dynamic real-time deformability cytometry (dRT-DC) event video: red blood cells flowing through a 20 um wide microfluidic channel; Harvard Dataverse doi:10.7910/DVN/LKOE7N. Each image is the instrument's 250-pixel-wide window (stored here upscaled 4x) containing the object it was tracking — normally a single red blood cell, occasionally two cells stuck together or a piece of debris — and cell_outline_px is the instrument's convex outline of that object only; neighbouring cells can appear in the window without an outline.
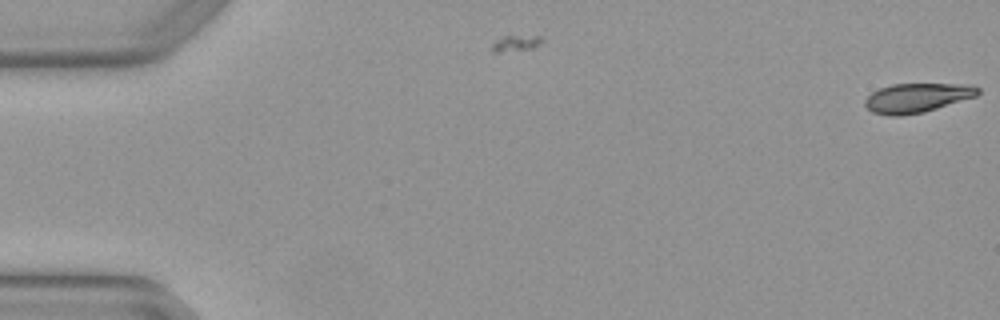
{"species": "Egyptian fruit bat (a non-hibernating species)", "species_latin": "Rousettus aegyptiacus", "temperature_condition": "warm", "stored_images_in_passage": 2, "camera_frame_rate_fps": 3000, "um_per_image_px": 0.085, "animal": {"sex": "female"}, "frame": {"image": 1, "passage_image": 1, "time_ms": 0.0, "image_size_px": [1000, 320], "cell_outline_px": [[980, 92], [976, 96], [924, 112], [900, 116], [888, 116], [872, 112], [864, 104], [864, 100], [872, 92], [880, 88], [892, 84], [972, 84], [980, 88]], "centroid_in_image_um": [77.95, 8.31], "position_along_channel_um": 7.1, "area_um2": 19.31}}